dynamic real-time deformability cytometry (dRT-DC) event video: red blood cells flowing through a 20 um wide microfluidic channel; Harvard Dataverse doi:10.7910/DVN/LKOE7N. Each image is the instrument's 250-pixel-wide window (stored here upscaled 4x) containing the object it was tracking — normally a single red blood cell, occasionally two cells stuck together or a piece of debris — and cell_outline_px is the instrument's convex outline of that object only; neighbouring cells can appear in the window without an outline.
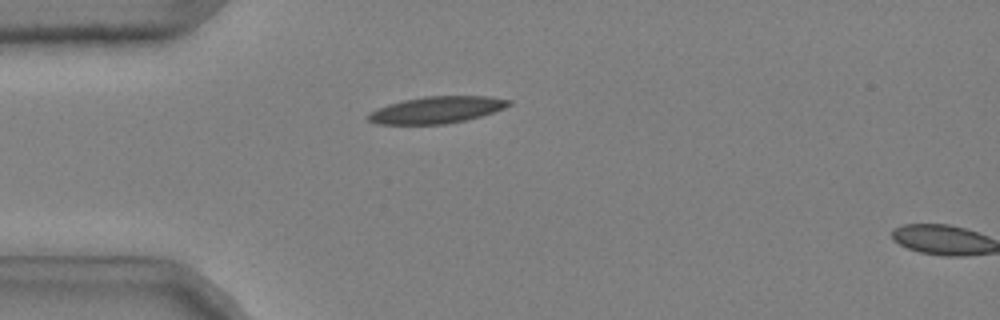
{"species": "common noctule bat (a hibernating species)", "species_latin": "Nyctalus noctula", "temperature_condition": "cold", "stored_images_in_passage": 4, "camera_frame_rate_fps": 3000, "um_per_image_px": 0.085, "animal": {"sex": "male", "body_mass_g": 20.4}, "frame": {"image": 1, "passage_image": 3, "time_ms": 0.667, "image_size_px": [1000, 320], "cell_outline_px": [[512, 104], [504, 108], [480, 116], [448, 124], [376, 124], [368, 120], [368, 112], [376, 108], [388, 104], [404, 100], [424, 96], [488, 96], [512, 100]], "centroid_in_image_um": [37.1, 9.33], "position_along_channel_um": 47.9, "area_um2": 21.96}}